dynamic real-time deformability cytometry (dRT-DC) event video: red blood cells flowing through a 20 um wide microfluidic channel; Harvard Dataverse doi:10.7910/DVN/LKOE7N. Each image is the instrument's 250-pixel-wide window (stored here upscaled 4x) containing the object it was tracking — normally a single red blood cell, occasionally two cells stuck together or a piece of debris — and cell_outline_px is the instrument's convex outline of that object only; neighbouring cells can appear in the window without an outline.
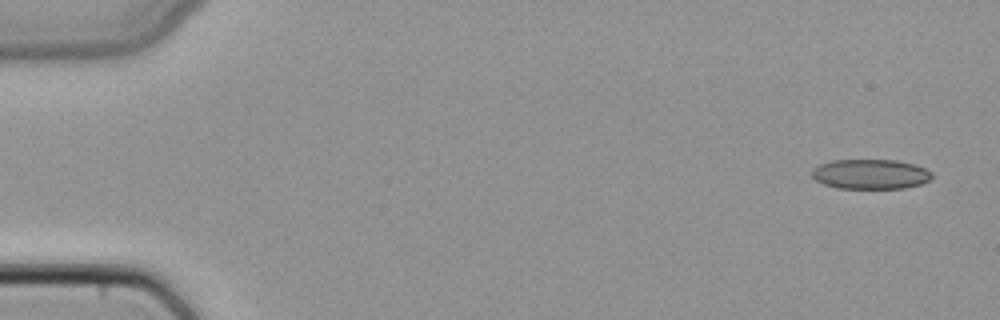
{"species": "common noctule bat (a hibernating species)", "species_latin": "Nyctalus noctula", "temperature_condition": "cold", "stored_images_in_passage": 5, "camera_frame_rate_fps": 3000, "um_per_image_px": 0.085, "animal": {"sex": "female", "body_mass_g": 22.7, "forearm_length_mm": 54.2}, "frame": {"image": 1, "passage_image": 1, "time_ms": 0.0, "image_size_px": [1000, 320], "cell_outline_px": [[932, 176], [928, 180], [920, 184], [904, 188], [836, 188], [824, 184], [816, 180], [812, 176], [812, 168], [820, 164], [832, 160], [896, 160], [912, 164], [924, 168], [932, 172]], "centroid_in_image_um": [73.96, 14.8], "position_along_channel_um": 11.0, "area_um2": 20.75}}
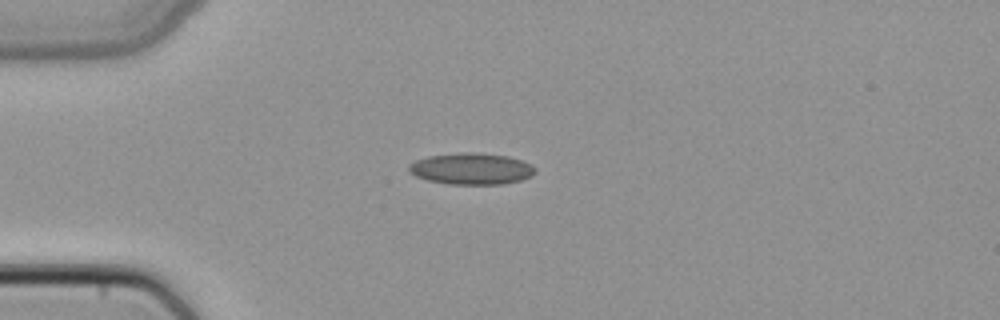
{"frame": {"image": 2, "passage_image": 4, "time_ms": 1.0, "image_size_px": [1000, 320], "cell_outline_px": [[536, 172], [532, 176], [520, 180], [504, 184], [448, 184], [428, 180], [416, 176], [408, 172], [408, 164], [416, 160], [428, 156], [460, 152], [476, 152], [508, 156], [532, 164], [536, 168]], "centroid_in_image_um": [40.07, 14.34], "position_along_channel_um": 44.9, "area_um2": 23.35}}